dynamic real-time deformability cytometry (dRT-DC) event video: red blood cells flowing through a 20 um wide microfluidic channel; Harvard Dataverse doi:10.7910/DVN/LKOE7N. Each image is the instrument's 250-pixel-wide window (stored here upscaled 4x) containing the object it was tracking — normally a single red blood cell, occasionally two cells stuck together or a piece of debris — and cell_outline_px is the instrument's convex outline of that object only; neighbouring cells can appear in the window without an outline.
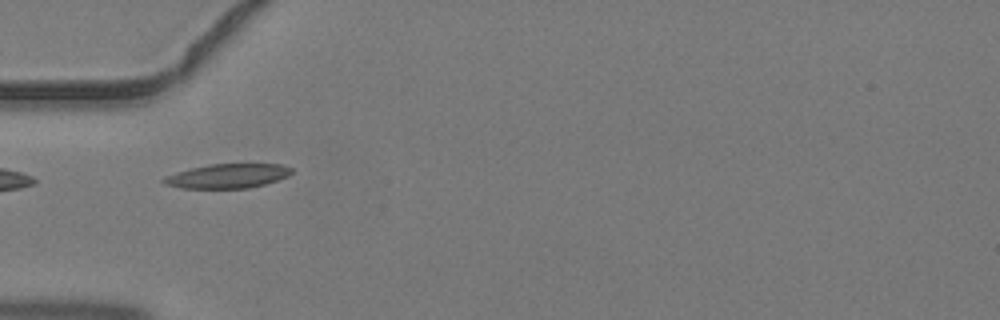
{"species": "common noctule bat (a hibernating species)", "species_latin": "Nyctalus noctula", "temperature_condition": "warm", "stored_images_in_passage": 5, "camera_frame_rate_fps": 3000, "um_per_image_px": 0.085, "animal": {"sex": "male", "body_mass_g": 19.2, "forearm_length_mm": 51.8}, "frame": {"image": 1, "passage_image": 4, "time_ms": 1.0, "image_size_px": [1000, 320], "cell_outline_px": [[292, 172], [288, 176], [264, 184], [248, 188], [180, 188], [164, 184], [160, 180], [164, 176], [176, 172], [208, 164], [284, 164], [292, 168]], "centroid_in_image_um": [19.32, 14.95], "position_along_channel_um": 65.7, "area_um2": 18.15}}
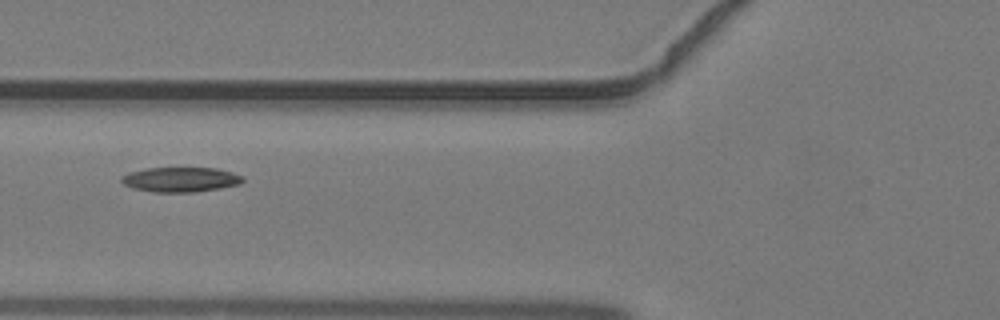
{"frame": {"image": 2, "passage_image": 5, "time_ms": 1.333, "image_size_px": [1000, 320], "cell_outline_px": [[244, 180], [240, 184], [220, 188], [196, 192], [152, 192], [132, 188], [124, 184], [120, 180], [120, 176], [128, 172], [144, 168], [216, 168], [232, 172], [244, 176]], "centroid_in_image_um": [15.33, 15.26], "position_along_channel_um": 110.5, "area_um2": 17.74}}